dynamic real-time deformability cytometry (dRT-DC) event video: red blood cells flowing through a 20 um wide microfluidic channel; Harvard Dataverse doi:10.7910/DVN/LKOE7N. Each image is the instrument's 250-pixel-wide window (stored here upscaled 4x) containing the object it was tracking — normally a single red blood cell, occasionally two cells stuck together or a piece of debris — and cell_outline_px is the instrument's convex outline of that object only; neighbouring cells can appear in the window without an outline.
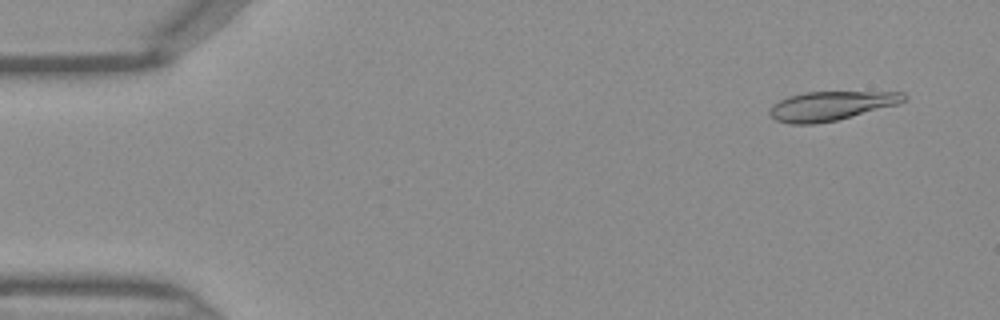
{"species": "Egyptian fruit bat (a non-hibernating species)", "species_latin": "Rousettus aegyptiacus", "temperature_condition": "warm", "stored_images_in_passage": 45, "camera_frame_rate_fps": 3000, "um_per_image_px": 0.085, "frame": {"image": 1, "passage_image": 3, "time_ms": 0.667, "image_size_px": [1000, 320], "cell_outline_px": [[908, 100], [900, 104], [836, 120], [816, 124], [792, 124], [776, 120], [768, 112], [772, 104], [788, 96], [804, 92], [904, 92], [908, 96]], "centroid_in_image_um": [70.67, 8.99], "position_along_channel_um": 14.3, "area_um2": 22.89}}
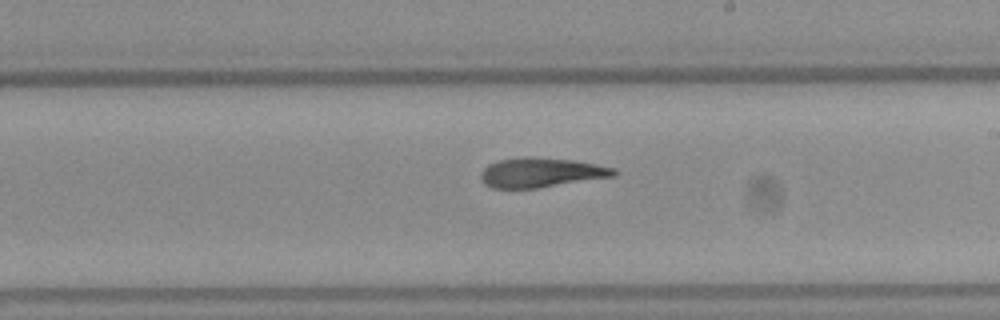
{"frame": {"image": 2, "passage_image": 26, "time_ms": 8.333, "image_size_px": [1000, 320], "cell_outline_px": [[616, 176], [536, 188], [492, 188], [484, 184], [480, 180], [480, 172], [488, 164], [500, 160], [528, 156], [532, 156], [572, 160], [596, 164], [616, 168]], "centroid_in_image_um": [45.97, 14.66], "position_along_channel_um": 243.0, "area_um2": 23.0}}
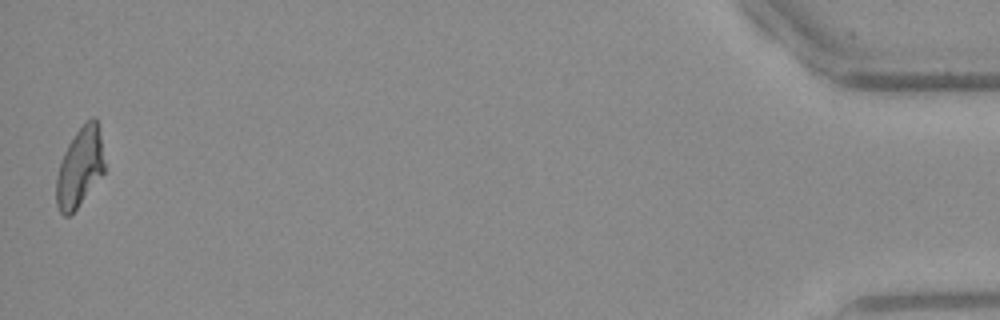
{"frame": {"image": 3, "passage_image": 45, "time_ms": 14.667, "image_size_px": [1000, 320], "cell_outline_px": [[104, 172], [76, 208], [68, 216], [64, 216], [60, 212], [56, 204], [56, 180], [60, 164], [64, 152], [68, 144], [76, 132], [92, 116], [96, 116], [100, 136], [104, 164]], "centroid_in_image_um": [6.76, 14.22], "position_along_channel_um": 428.4, "area_um2": 21.68}}